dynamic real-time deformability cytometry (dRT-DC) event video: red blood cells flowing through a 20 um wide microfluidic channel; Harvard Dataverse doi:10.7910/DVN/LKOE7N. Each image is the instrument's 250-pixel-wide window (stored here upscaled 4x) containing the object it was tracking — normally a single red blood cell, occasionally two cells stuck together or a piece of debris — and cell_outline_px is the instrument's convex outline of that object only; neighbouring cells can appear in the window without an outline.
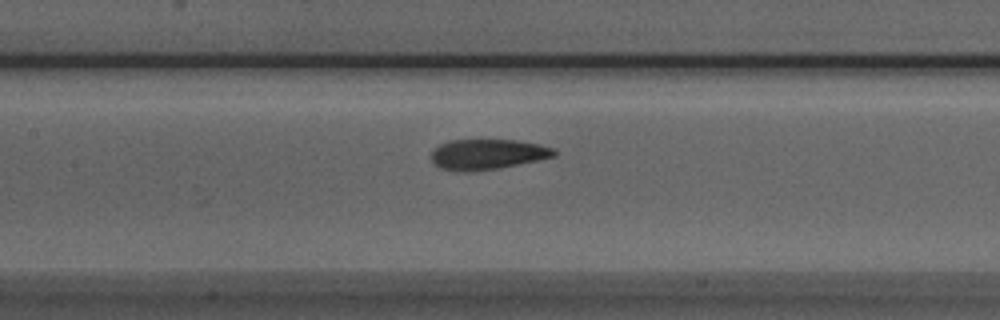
{"species": "Egyptian fruit bat (a non-hibernating species)", "species_latin": "Rousettus aegyptiacus", "temperature_condition": "room temperature", "stored_images_in_passage": 31, "camera_frame_rate_fps": 3000, "um_per_image_px": 0.085, "animal": {"sex": "male"}, "frame": {"image": 1, "passage_image": 12, "time_ms": 3.667, "image_size_px": [1000, 320], "cell_outline_px": [[556, 156], [496, 168], [464, 172], [460, 172], [440, 168], [432, 160], [432, 152], [440, 144], [448, 140], [516, 140], [556, 148]], "centroid_in_image_um": [41.42, 13.11], "position_along_channel_um": 166.0, "area_um2": 21.39}}
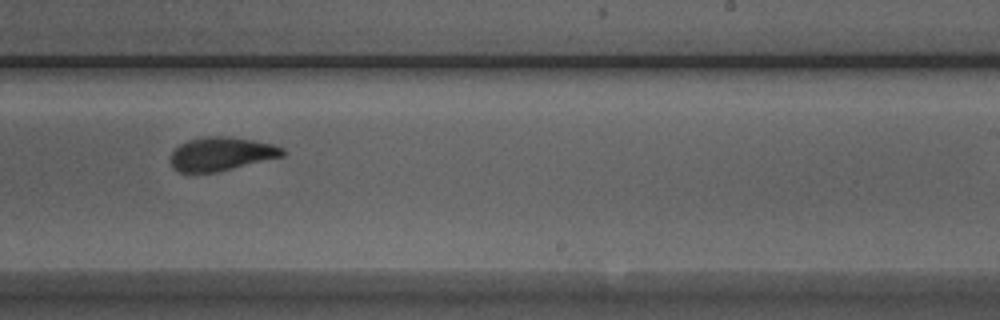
{"frame": {"image": 2, "passage_image": 20, "time_ms": 6.333, "image_size_px": [1000, 320], "cell_outline_px": [[284, 156], [216, 172], [180, 172], [172, 168], [172, 152], [180, 144], [188, 140], [204, 136], [228, 136], [252, 140], [272, 144], [284, 148]], "centroid_in_image_um": [18.81, 13.07], "position_along_channel_um": 270.2, "area_um2": 21.73}}
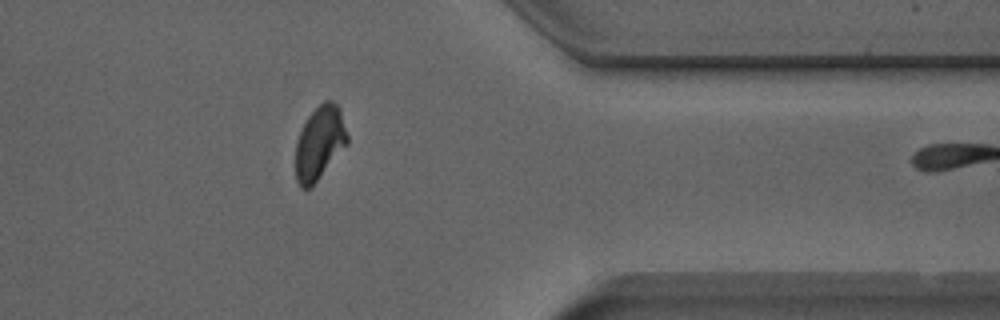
{"frame": {"image": 3, "passage_image": 30, "time_ms": 9.667, "image_size_px": [1000, 320], "cell_outline_px": [[348, 144], [312, 188], [300, 188], [296, 180], [296, 144], [300, 132], [308, 116], [324, 100], [332, 100], [340, 108], [348, 136]], "centroid_in_image_um": [27.18, 12.18], "position_along_channel_um": 384.2, "area_um2": 22.31}}